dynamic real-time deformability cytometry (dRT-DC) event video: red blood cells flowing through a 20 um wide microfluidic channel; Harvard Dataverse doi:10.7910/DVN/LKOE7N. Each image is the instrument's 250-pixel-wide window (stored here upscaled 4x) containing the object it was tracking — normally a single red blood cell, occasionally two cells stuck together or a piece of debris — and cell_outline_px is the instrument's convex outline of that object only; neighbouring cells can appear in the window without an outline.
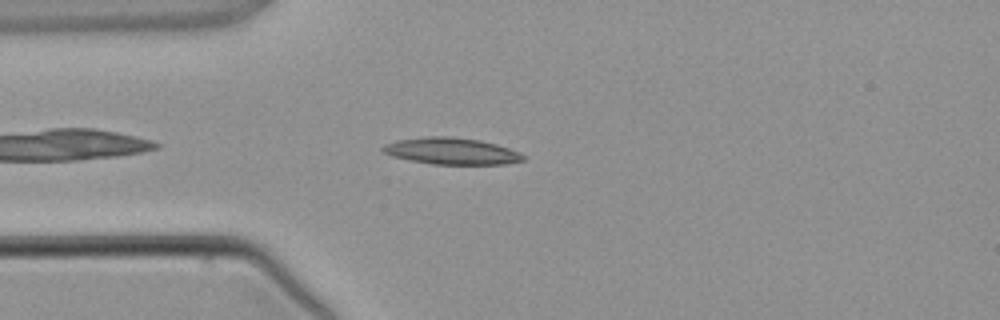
{"species": "common noctule bat (a hibernating species)", "species_latin": "Nyctalus noctula", "temperature_condition": "warm", "stored_images_in_passage": 2, "camera_frame_rate_fps": 3000, "um_per_image_px": 0.085, "animal": {"sex": "male", "body_mass_g": 21.5, "forearm_length_mm": 52.0}, "frame": {"image": 1, "passage_image": 2, "time_ms": 1.0, "image_size_px": [1000, 320], "cell_outline_px": [[524, 160], [504, 164], [432, 164], [392, 156], [384, 152], [380, 148], [384, 144], [396, 140], [428, 136], [452, 136], [480, 140], [496, 144], [520, 152], [524, 156]], "centroid_in_image_um": [38.36, 12.83], "position_along_channel_um": 46.6, "area_um2": 21.73}}